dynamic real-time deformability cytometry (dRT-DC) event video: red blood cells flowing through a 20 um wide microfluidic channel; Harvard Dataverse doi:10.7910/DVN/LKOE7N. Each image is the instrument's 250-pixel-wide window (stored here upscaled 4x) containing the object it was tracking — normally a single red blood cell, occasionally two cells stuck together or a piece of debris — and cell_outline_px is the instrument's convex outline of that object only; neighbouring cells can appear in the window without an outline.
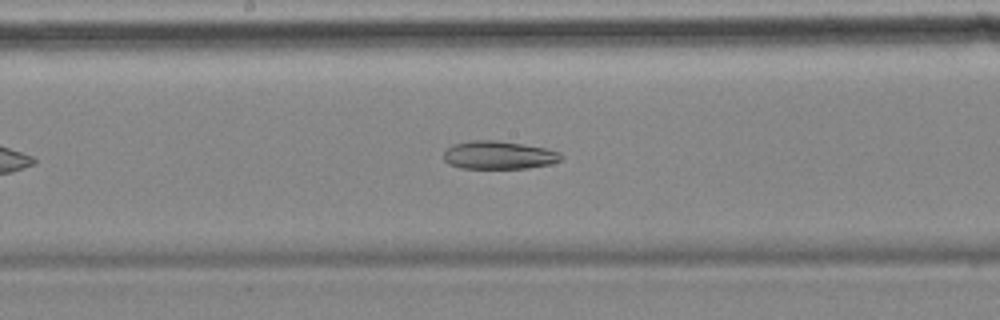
{"species": "common noctule bat (a hibernating species)", "species_latin": "Nyctalus noctula", "temperature_condition": "cold", "stored_images_in_passage": 48, "camera_frame_rate_fps": 3000, "um_per_image_px": 0.085, "animal": {"sex": "female", "body_mass_g": 18.4}, "frame": {"image": 1, "passage_image": 20, "time_ms": 6.333, "image_size_px": [1000, 320], "cell_outline_px": [[564, 156], [560, 160], [548, 164], [528, 168], [460, 168], [448, 164], [444, 160], [444, 152], [452, 144], [468, 140], [496, 140], [544, 148], [560, 152]], "centroid_in_image_um": [42.35, 13.18], "position_along_channel_um": 205.9, "area_um2": 19.19}}
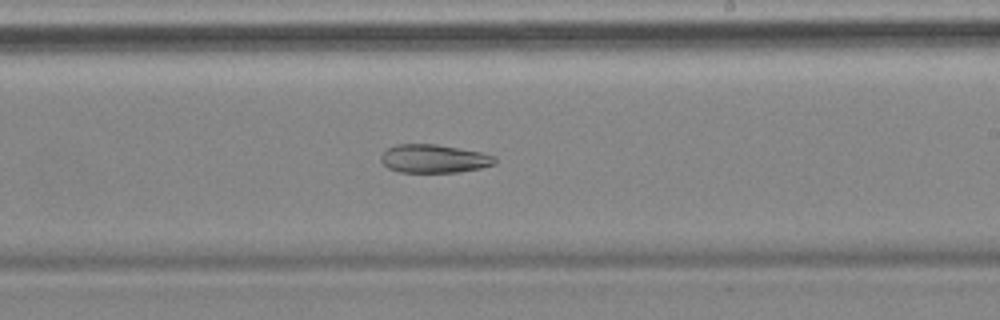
{"frame": {"image": 2, "passage_image": 24, "time_ms": 7.667, "image_size_px": [1000, 320], "cell_outline_px": [[496, 164], [480, 168], [460, 172], [400, 172], [388, 168], [380, 160], [380, 156], [388, 148], [396, 144], [436, 144], [480, 152], [496, 156]], "centroid_in_image_um": [36.89, 13.49], "position_along_channel_um": 252.1, "area_um2": 18.84}}
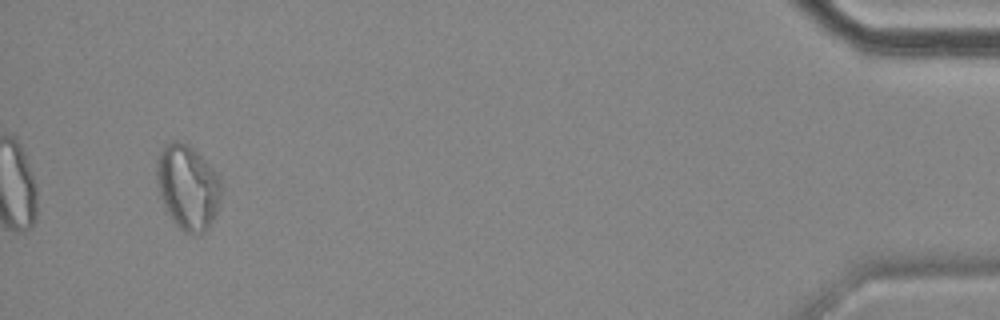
{"frame": {"image": 3, "passage_image": 45, "time_ms": 14.667, "image_size_px": [1000, 320], "cell_outline_px": [[220, 200], [216, 212], [208, 228], [200, 236], [184, 232], [172, 220], [160, 196], [156, 184], [156, 160], [164, 144], [172, 140], [180, 140], [188, 144], [212, 168], [220, 180]], "centroid_in_image_um": [15.92, 15.9], "position_along_channel_um": 419.3, "area_um2": 31.85}}